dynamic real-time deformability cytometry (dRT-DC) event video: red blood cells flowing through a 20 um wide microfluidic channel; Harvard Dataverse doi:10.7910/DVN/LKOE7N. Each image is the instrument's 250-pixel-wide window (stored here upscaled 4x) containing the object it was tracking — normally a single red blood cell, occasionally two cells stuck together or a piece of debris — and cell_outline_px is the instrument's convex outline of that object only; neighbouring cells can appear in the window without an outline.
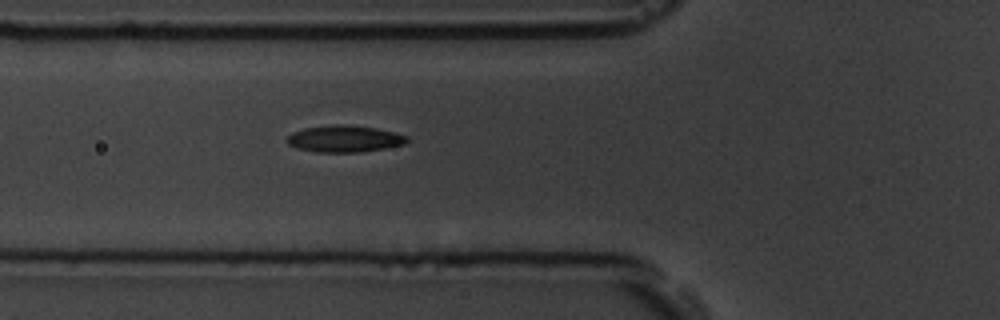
{"species": "common noctule bat (a hibernating species)", "species_latin": "Nyctalus noctula", "temperature_condition": "room temperature", "stored_images_in_passage": 6, "camera_frame_rate_fps": 3000, "um_per_image_px": 0.085, "animal": {"sex": "male", "body_mass_g": 19.5, "forearm_length_mm": 54.6}, "frame": {"image": 1, "passage_image": 6, "time_ms": 6.667, "image_size_px": [1000, 320], "cell_outline_px": [[408, 140], [404, 144], [384, 148], [360, 152], [316, 152], [296, 148], [288, 144], [284, 140], [292, 132], [304, 128], [336, 124], [340, 124], [376, 128], [408, 136]], "centroid_in_image_um": [29.22, 11.8], "position_along_channel_um": 96.6, "area_um2": 18.61}}